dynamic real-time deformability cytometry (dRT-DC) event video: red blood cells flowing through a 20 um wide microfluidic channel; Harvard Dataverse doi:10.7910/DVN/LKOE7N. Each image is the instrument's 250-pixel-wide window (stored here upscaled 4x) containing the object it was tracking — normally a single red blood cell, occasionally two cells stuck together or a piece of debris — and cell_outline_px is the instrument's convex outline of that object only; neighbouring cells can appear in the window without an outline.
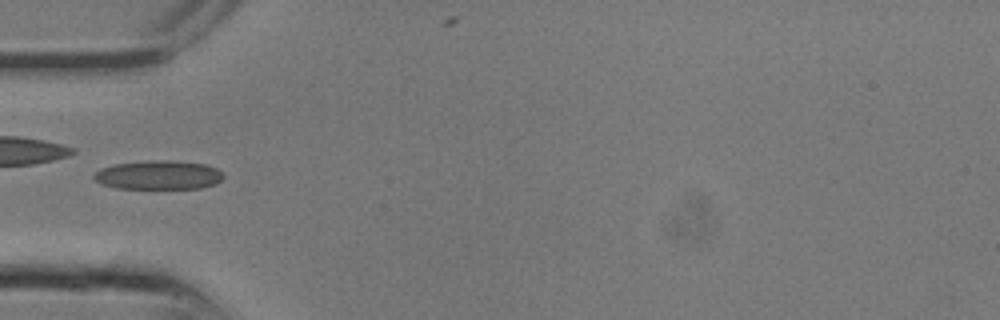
{"species": "common noctule bat (a hibernating species)", "species_latin": "Nyctalus noctula", "temperature_condition": "room temperature", "stored_images_in_passage": 12, "camera_frame_rate_fps": 3000, "um_per_image_px": 0.085, "animal": {"sex": "male", "body_mass_g": 13.3}, "frame": {"image": 1, "passage_image": 10, "time_ms": 3.0, "image_size_px": [1000, 320], "cell_outline_px": [[224, 176], [216, 184], [200, 188], [116, 188], [100, 184], [92, 176], [100, 168], [116, 164], [160, 160], [168, 160], [204, 164], [216, 168]], "centroid_in_image_um": [13.46, 14.88], "position_along_channel_um": 71.5, "area_um2": 21.56}}